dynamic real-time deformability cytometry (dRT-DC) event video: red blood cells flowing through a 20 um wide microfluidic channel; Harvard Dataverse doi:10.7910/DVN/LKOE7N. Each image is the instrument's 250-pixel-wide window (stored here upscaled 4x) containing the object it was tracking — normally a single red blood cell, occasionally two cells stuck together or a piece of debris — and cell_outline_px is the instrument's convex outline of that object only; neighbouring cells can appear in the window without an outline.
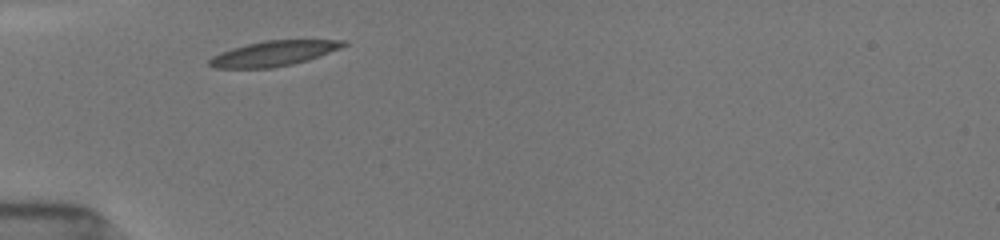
{"species": "common noctule bat (a hibernating species)", "species_latin": "Nyctalus noctula", "temperature_condition": "room temperature", "stored_images_in_passage": 2, "camera_frame_rate_fps": 3000, "um_per_image_px": 0.085, "animal": {"sex": "female", "body_mass_g": 19.5, "forearm_length_mm": 54.1}, "frame": {"image": 1, "passage_image": 1, "time_ms": 0.0, "image_size_px": [1000, 240], "cell_outline_px": [[348, 44], [340, 48], [308, 60], [292, 64], [272, 68], [212, 68], [208, 64], [208, 60], [212, 56], [220, 52], [232, 48], [264, 40], [348, 40]], "centroid_in_image_um": [23.24, 4.54], "position_along_channel_um": 61.8, "area_um2": 19.65}}